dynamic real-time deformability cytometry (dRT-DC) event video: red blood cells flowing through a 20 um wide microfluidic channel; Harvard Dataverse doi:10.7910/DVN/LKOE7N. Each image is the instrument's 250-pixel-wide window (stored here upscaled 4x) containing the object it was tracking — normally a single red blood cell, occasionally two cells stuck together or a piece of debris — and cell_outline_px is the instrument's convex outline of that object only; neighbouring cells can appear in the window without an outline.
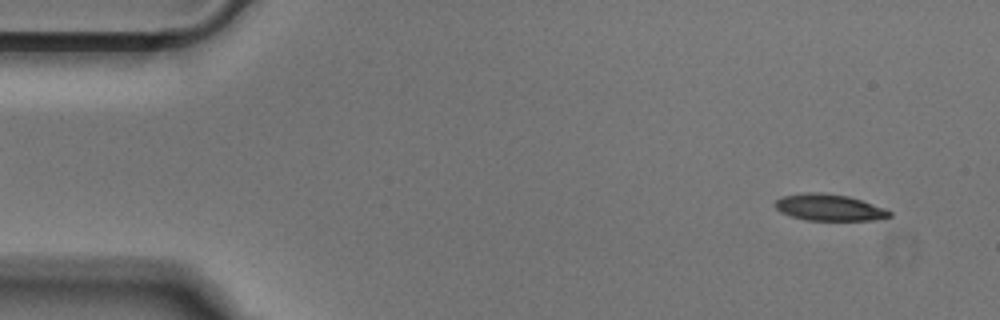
{"species": "Egyptian fruit bat (a non-hibernating species)", "species_latin": "Rousettus aegyptiacus", "temperature_condition": "cold", "stored_images_in_passage": 49, "camera_frame_rate_fps": 3000, "um_per_image_px": 0.085, "animal": {"sex": "male"}, "frame": {"image": 1, "passage_image": 2, "time_ms": 0.333, "image_size_px": [1000, 320], "cell_outline_px": [[892, 216], [876, 220], [804, 220], [780, 212], [776, 208], [776, 200], [780, 196], [808, 192], [816, 192], [848, 196], [884, 208], [892, 212]], "centroid_in_image_um": [70.47, 17.64], "position_along_channel_um": 14.5, "area_um2": 17.57}}
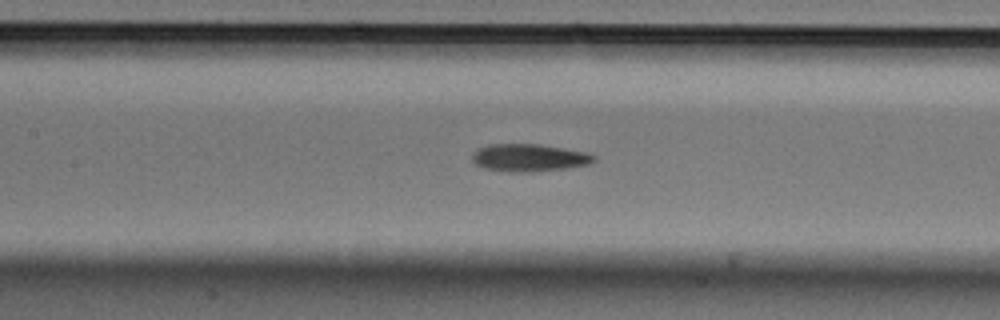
{"frame": {"image": 2, "passage_image": 21, "time_ms": 6.667, "image_size_px": [1000, 320], "cell_outline_px": [[596, 160], [588, 164], [564, 168], [532, 172], [508, 172], [484, 168], [476, 164], [472, 160], [472, 152], [488, 144], [540, 144], [588, 152], [596, 156]], "centroid_in_image_um": [44.97, 13.4], "position_along_channel_um": 162.4, "area_um2": 19.59}}
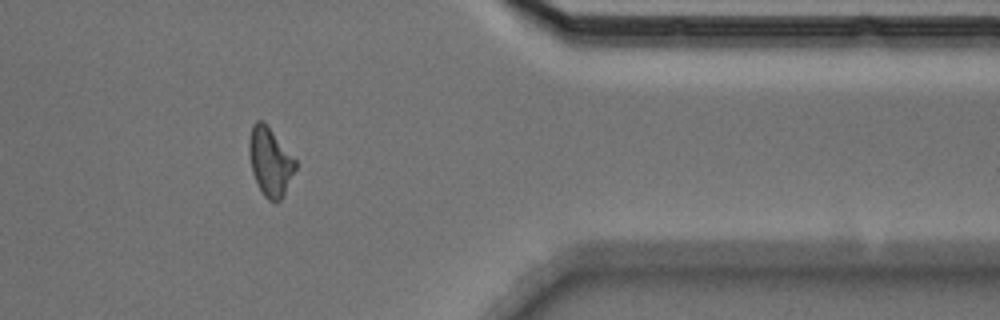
{"frame": {"image": 3, "passage_image": 40, "time_ms": 13.0, "image_size_px": [1000, 320], "cell_outline_px": [[296, 168], [280, 200], [268, 200], [264, 196], [252, 172], [248, 152], [248, 144], [252, 124], [256, 120], [264, 120], [296, 160]], "centroid_in_image_um": [22.93, 13.68], "position_along_channel_um": 388.5, "area_um2": 18.26}}